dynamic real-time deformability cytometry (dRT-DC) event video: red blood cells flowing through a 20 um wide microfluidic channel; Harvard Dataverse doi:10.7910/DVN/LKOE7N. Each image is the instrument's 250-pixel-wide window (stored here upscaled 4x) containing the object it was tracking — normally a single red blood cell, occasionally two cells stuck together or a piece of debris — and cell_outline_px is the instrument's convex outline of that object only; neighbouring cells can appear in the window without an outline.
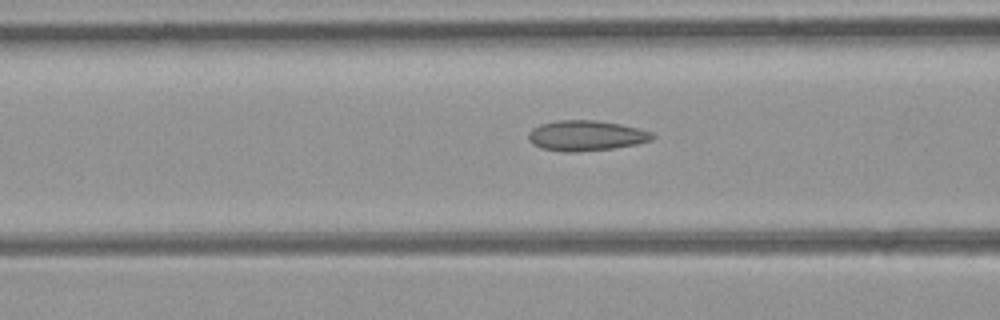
{"species": "common noctule bat (a hibernating species)", "species_latin": "Nyctalus noctula", "temperature_condition": "room temperature", "stored_images_in_passage": 7, "camera_frame_rate_fps": 3000, "um_per_image_px": 0.085, "animal": {"sex": "female", "body_mass_g": 21.9}, "frame": {"image": 1, "passage_image": 5, "time_ms": 1.333, "image_size_px": [1000, 320], "cell_outline_px": [[656, 136], [652, 140], [636, 144], [612, 148], [576, 152], [564, 152], [540, 148], [532, 144], [528, 140], [528, 132], [532, 128], [540, 124], [556, 120], [596, 120], [620, 124], [640, 128], [652, 132]], "centroid_in_image_um": [49.8, 11.52], "position_along_channel_um": 116.8, "area_um2": 22.14}}